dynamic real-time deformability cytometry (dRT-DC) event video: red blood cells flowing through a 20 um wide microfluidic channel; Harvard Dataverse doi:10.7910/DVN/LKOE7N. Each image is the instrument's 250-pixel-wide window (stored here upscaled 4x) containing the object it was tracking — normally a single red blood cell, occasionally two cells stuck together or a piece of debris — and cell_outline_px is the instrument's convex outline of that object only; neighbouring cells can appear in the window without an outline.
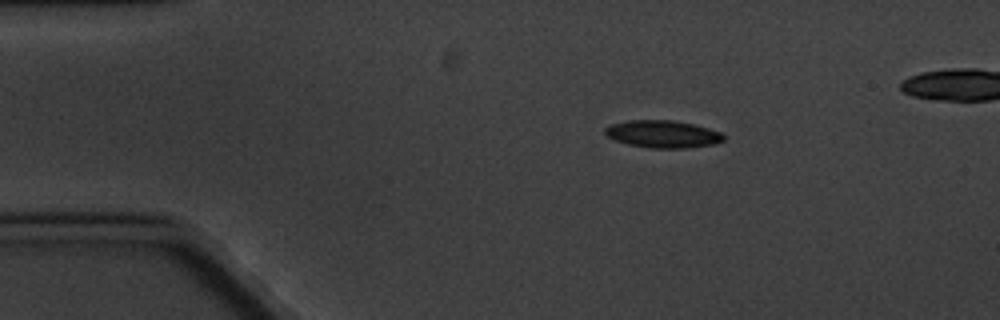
{"species": "common noctule bat (a hibernating species)", "species_latin": "Nyctalus noctula", "temperature_condition": "cold", "stored_images_in_passage": 4, "segment_of_instrument_passage": [1, 2], "camera_frame_rate_fps": 3000, "um_per_image_px": 0.085, "animal": {"sex": "male", "body_mass_g": 20.1, "forearm_length_mm": 53.5}, "frame": {"image": 1, "passage_image": 1, "time_ms": 0.0, "image_size_px": [1000, 320], "cell_outline_px": [[724, 140], [712, 144], [688, 148], [652, 148], [628, 144], [616, 140], [608, 136], [604, 132], [604, 128], [608, 124], [628, 120], [672, 120], [692, 124], [708, 128], [720, 132], [724, 136]], "centroid_in_image_um": [56.3, 11.39], "position_along_channel_um": 28.7, "area_um2": 18.84}}